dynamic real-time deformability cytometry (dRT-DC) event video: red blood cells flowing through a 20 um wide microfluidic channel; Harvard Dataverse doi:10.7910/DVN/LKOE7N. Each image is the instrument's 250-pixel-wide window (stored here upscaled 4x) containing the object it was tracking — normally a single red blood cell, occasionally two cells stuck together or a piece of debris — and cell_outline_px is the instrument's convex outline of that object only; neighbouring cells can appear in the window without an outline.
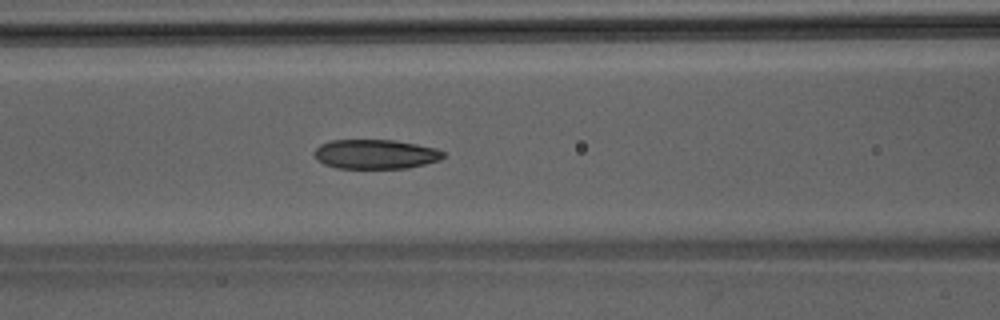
{"species": "Egyptian fruit bat (a non-hibernating species)", "species_latin": "Rousettus aegyptiacus", "temperature_condition": "room temperature", "stored_images_in_passage": 47, "camera_frame_rate_fps": 3000, "um_per_image_px": 0.085, "animal": {"sex": "male"}, "frame": {"image": 1, "passage_image": 20, "time_ms": 6.333, "image_size_px": [1000, 320], "cell_outline_px": [[444, 156], [440, 160], [408, 168], [336, 168], [324, 164], [316, 160], [316, 148], [320, 144], [328, 140], [396, 140], [436, 148], [444, 152]], "centroid_in_image_um": [31.91, 13.1], "position_along_channel_um": 134.7, "area_um2": 22.14}}
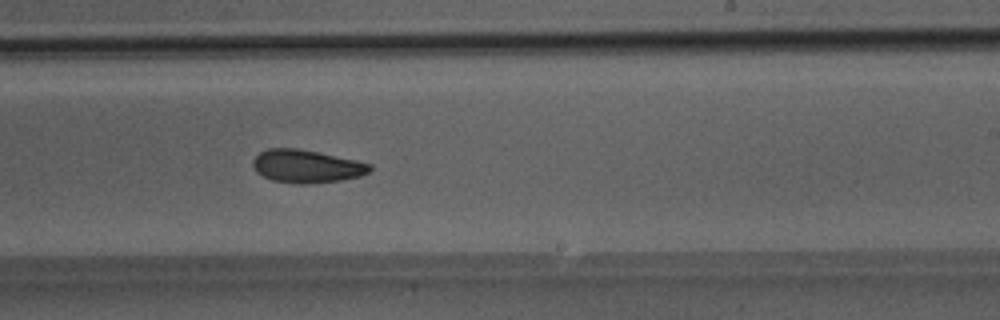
{"frame": {"image": 2, "passage_image": 29, "time_ms": 9.333, "image_size_px": [1000, 320], "cell_outline_px": [[372, 168], [368, 172], [360, 176], [340, 180], [308, 184], [296, 184], [272, 180], [256, 172], [252, 164], [252, 160], [260, 152], [268, 148], [296, 148], [356, 160], [372, 164]], "centroid_in_image_um": [26.04, 14.14], "position_along_channel_um": 263.0, "area_um2": 22.37}}
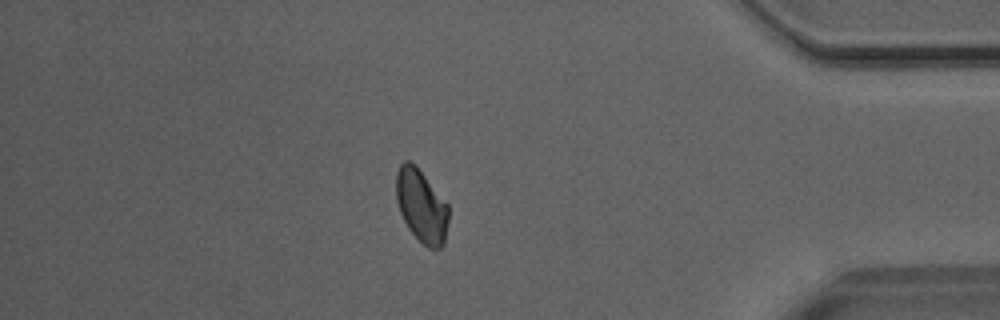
{"frame": {"image": 3, "passage_image": 41, "time_ms": 13.333, "image_size_px": [1000, 320], "cell_outline_px": [[448, 220], [444, 244], [440, 248], [428, 248], [408, 228], [400, 212], [396, 200], [396, 172], [400, 164], [404, 160], [408, 160], [424, 176], [448, 204]], "centroid_in_image_um": [35.81, 17.51], "position_along_channel_um": 399.4, "area_um2": 21.85}}